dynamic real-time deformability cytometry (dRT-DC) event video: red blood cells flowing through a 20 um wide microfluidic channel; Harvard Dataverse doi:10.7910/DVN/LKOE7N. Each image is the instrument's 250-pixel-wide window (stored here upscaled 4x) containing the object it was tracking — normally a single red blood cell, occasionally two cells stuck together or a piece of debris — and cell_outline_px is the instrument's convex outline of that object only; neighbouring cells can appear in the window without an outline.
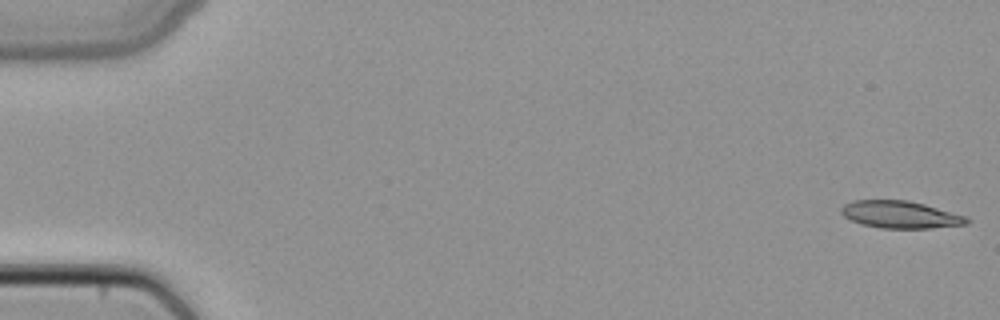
{"species": "common noctule bat (a hibernating species)", "species_latin": "Nyctalus noctula", "temperature_condition": "cold", "stored_images_in_passage": 3, "camera_frame_rate_fps": 3000, "um_per_image_px": 0.085, "animal": {"sex": "female", "body_mass_g": 22.7, "forearm_length_mm": 54.2}, "frame": {"image": 1, "passage_image": 1, "time_ms": 0.0, "image_size_px": [1000, 320], "cell_outline_px": [[972, 220], [968, 224], [928, 228], [880, 228], [864, 224], [852, 220], [844, 216], [840, 212], [840, 208], [844, 204], [852, 200], [908, 200], [924, 204], [964, 216]], "centroid_in_image_um": [76.51, 18.23], "position_along_channel_um": 8.5, "area_um2": 19.77}}